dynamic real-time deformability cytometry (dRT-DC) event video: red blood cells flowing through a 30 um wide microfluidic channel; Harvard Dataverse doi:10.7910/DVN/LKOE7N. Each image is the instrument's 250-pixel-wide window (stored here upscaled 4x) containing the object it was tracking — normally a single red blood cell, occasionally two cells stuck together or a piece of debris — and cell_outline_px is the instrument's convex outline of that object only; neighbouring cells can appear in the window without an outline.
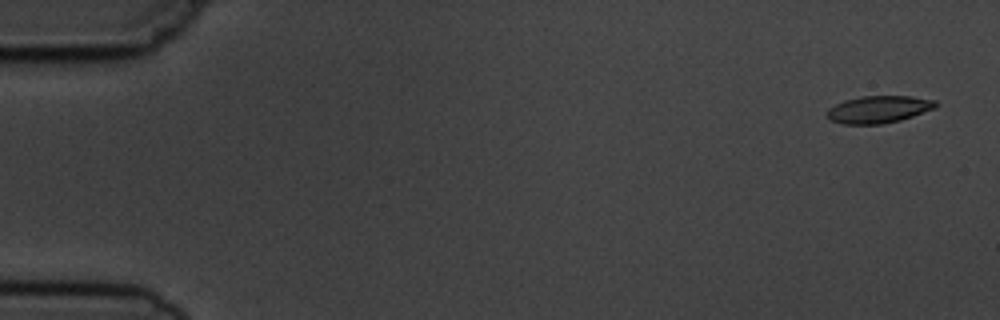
{"species": "common noctule bat (a hibernating species)", "species_latin": "Nyctalus noctula", "temperature_condition": "cold", "stored_images_in_passage": 5, "camera_frame_rate_fps": 3000, "um_per_image_px": 0.085, "animal": {"sex": "male", "body_mass_g": 19.5, "forearm_length_mm": 54.6}, "frame": {"image": 1, "passage_image": 1, "time_ms": 0.0, "image_size_px": [1000, 320], "cell_outline_px": [[940, 104], [936, 108], [900, 120], [880, 124], [844, 124], [832, 120], [824, 116], [828, 108], [844, 100], [860, 96], [912, 96], [936, 100]], "centroid_in_image_um": [74.69, 9.29], "position_along_channel_um": 10.3, "area_um2": 17.4}}
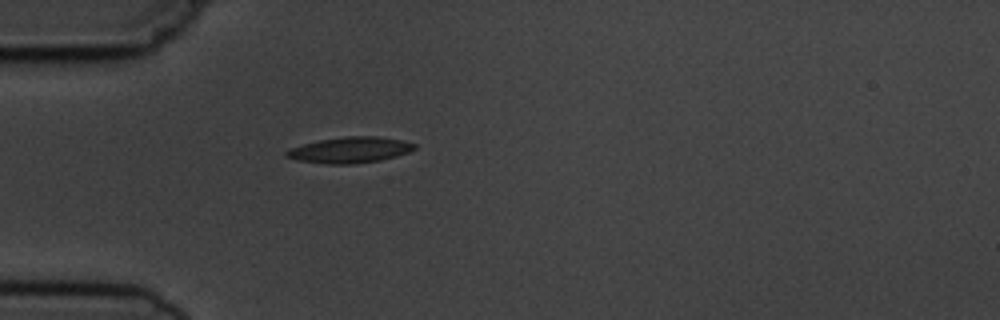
{"frame": {"image": 2, "passage_image": 5, "time_ms": 4.667, "image_size_px": [1000, 320], "cell_outline_px": [[416, 148], [408, 152], [396, 156], [380, 160], [352, 164], [328, 164], [296, 160], [284, 156], [284, 152], [288, 148], [320, 140], [344, 136], [376, 136], [404, 140], [416, 144]], "centroid_in_image_um": [29.73, 12.74], "position_along_channel_um": 55.3, "area_um2": 19.42}}